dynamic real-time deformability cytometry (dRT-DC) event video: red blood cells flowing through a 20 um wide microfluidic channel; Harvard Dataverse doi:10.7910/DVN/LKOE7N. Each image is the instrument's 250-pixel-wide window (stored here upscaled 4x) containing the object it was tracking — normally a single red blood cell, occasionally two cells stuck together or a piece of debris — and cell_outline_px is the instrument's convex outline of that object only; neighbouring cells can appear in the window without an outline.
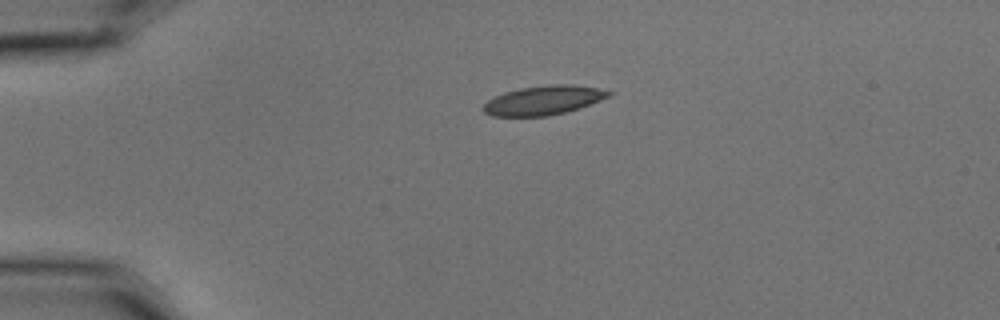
{"species": "common noctule bat (a hibernating species)", "species_latin": "Nyctalus noctula", "temperature_condition": "cold", "stored_images_in_passage": 2, "camera_frame_rate_fps": 3000, "um_per_image_px": 0.085, "animal": {"sex": "male", "body_mass_g": 15.6}, "frame": {"image": 1, "passage_image": 1, "time_ms": 0.0, "image_size_px": [1000, 320], "cell_outline_px": [[612, 92], [608, 96], [600, 100], [580, 108], [548, 116], [492, 116], [484, 112], [480, 108], [488, 100], [504, 92], [520, 88], [548, 84], [572, 84], [596, 88]], "centroid_in_image_um": [46.15, 8.52], "position_along_channel_um": 38.9, "area_um2": 21.21}}